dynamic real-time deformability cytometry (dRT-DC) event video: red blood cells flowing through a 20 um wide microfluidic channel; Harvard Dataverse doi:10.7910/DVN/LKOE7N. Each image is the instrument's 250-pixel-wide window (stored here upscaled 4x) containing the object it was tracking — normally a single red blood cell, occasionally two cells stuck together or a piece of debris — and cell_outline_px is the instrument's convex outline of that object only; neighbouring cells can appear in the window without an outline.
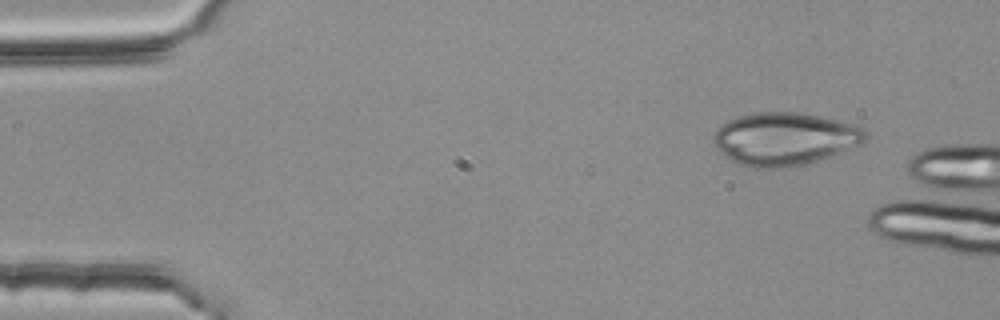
{"species": "common noctule bat (a hibernating species)", "species_latin": "Nyctalus noctula", "temperature_condition": "room temperature", "stored_images_in_passage": 3, "camera_frame_rate_fps": 3000, "um_per_image_px": 0.085, "animal": {"sex": "female", "body_mass_g": 25.1}, "frame": {"image": 1, "passage_image": 1, "time_ms": 0.0, "image_size_px": [1000, 320], "cell_outline_px": [[868, 136], [860, 144], [840, 152], [804, 164], [780, 168], [748, 168], [736, 164], [724, 156], [716, 148], [712, 140], [712, 136], [728, 120], [740, 116], [756, 112], [804, 112], [856, 124], [864, 128], [868, 132]], "centroid_in_image_um": [66.69, 11.8], "position_along_channel_um": 18.3, "area_um2": 46.99}}